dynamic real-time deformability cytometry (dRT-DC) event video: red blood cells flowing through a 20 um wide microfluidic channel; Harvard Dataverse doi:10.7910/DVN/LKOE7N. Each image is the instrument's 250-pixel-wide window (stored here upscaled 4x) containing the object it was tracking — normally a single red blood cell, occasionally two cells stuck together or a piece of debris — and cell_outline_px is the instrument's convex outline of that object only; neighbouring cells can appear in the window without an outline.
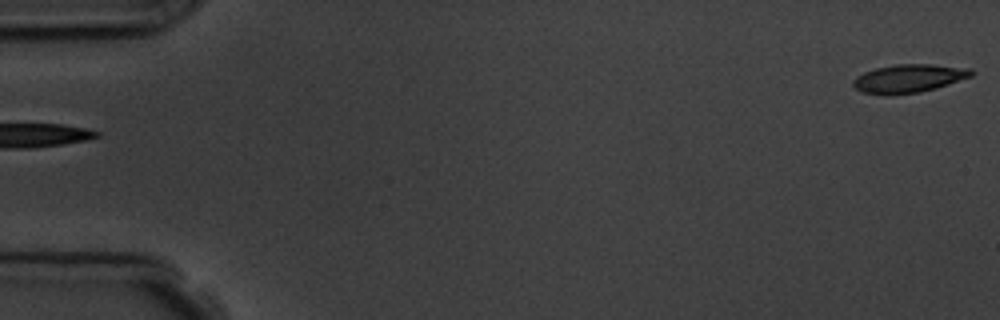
{"species": "common noctule bat (a hibernating species)", "species_latin": "Nyctalus noctula", "temperature_condition": "room temperature", "stored_images_in_passage": 7, "segment_of_instrument_passage": [2, 2], "camera_frame_rate_fps": 3000, "um_per_image_px": 0.085, "animal": {"sex": "male", "body_mass_g": 19.5, "forearm_length_mm": 54.6}, "frame": {"image": 1, "passage_image": 7, "time_ms": 7.667, "image_size_px": [1000, 320], "cell_outline_px": [[976, 72], [972, 76], [936, 88], [920, 92], [888, 96], [864, 92], [856, 88], [852, 84], [852, 80], [856, 76], [864, 72], [876, 68], [896, 64], [932, 64], [972, 68]], "centroid_in_image_um": [77.26, 6.67], "position_along_channel_um": 7.7, "area_um2": 19.71}}